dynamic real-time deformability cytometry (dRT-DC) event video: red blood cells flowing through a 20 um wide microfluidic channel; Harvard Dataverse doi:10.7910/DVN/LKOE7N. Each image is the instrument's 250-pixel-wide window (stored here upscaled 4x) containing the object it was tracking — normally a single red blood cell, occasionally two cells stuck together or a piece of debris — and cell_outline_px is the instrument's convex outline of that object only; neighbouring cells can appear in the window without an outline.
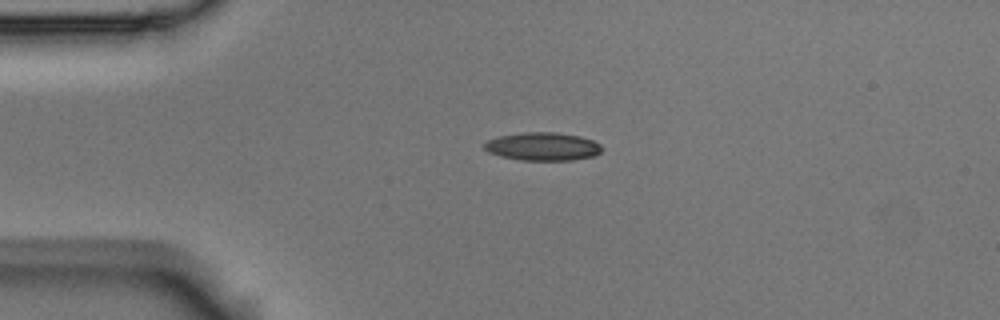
{"species": "Egyptian fruit bat (a non-hibernating species)", "species_latin": "Rousettus aegyptiacus", "temperature_condition": "room temperature", "stored_images_in_passage": 2, "camera_frame_rate_fps": 3000, "um_per_image_px": 0.085, "animal": {"sex": "male"}, "frame": {"image": 1, "passage_image": 2, "time_ms": 0.333, "image_size_px": [1000, 320], "cell_outline_px": [[604, 148], [596, 156], [572, 160], [520, 160], [500, 156], [488, 152], [484, 148], [484, 144], [488, 140], [500, 136], [524, 132], [556, 132], [580, 136], [592, 140], [600, 144]], "centroid_in_image_um": [46.16, 12.45], "position_along_channel_um": 38.8, "area_um2": 19.36}}